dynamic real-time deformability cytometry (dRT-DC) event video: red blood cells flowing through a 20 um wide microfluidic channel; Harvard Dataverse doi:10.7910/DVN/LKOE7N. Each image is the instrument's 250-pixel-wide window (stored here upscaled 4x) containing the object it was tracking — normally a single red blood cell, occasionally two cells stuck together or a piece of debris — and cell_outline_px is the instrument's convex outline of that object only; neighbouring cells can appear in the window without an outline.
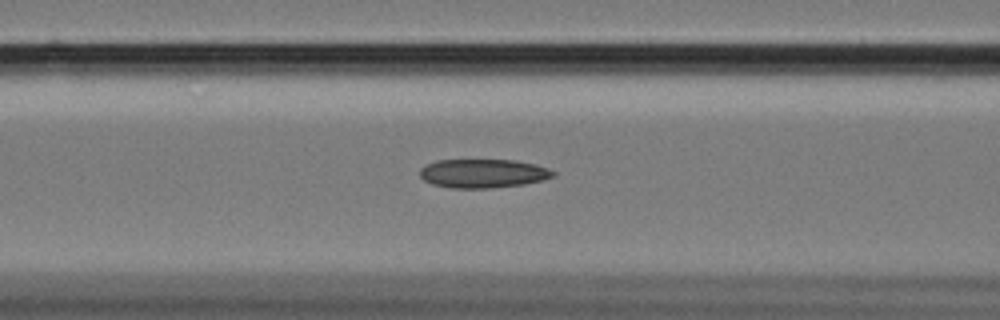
{"species": "Egyptian fruit bat (a non-hibernating species)", "species_latin": "Rousettus aegyptiacus", "temperature_condition": "cold", "stored_images_in_passage": 43, "camera_frame_rate_fps": 3000, "um_per_image_px": 0.085, "animal": {"sex": "female"}, "frame": {"image": 1, "passage_image": 9, "time_ms": 2.667, "image_size_px": [1000, 320], "cell_outline_px": [[556, 176], [544, 180], [524, 184], [492, 188], [452, 188], [432, 184], [424, 180], [420, 176], [420, 168], [436, 160], [516, 160], [536, 164], [548, 168], [556, 172]], "centroid_in_image_um": [41.1, 14.74], "position_along_channel_um": 125.5, "area_um2": 22.54}}
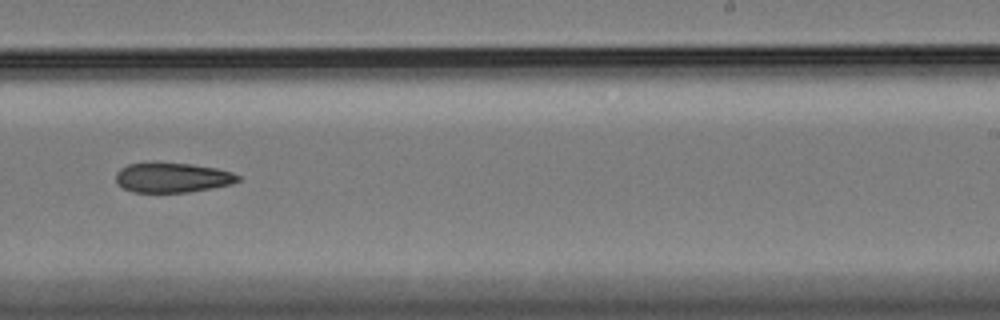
{"frame": {"image": 2, "passage_image": 22, "time_ms": 7.0, "image_size_px": [1000, 320], "cell_outline_px": [[240, 180], [232, 184], [212, 188], [188, 192], [132, 192], [116, 184], [116, 172], [120, 168], [128, 164], [152, 160], [192, 164], [216, 168], [232, 172], [240, 176]], "centroid_in_image_um": [14.61, 15.06], "position_along_channel_um": 274.4, "area_um2": 21.85}}
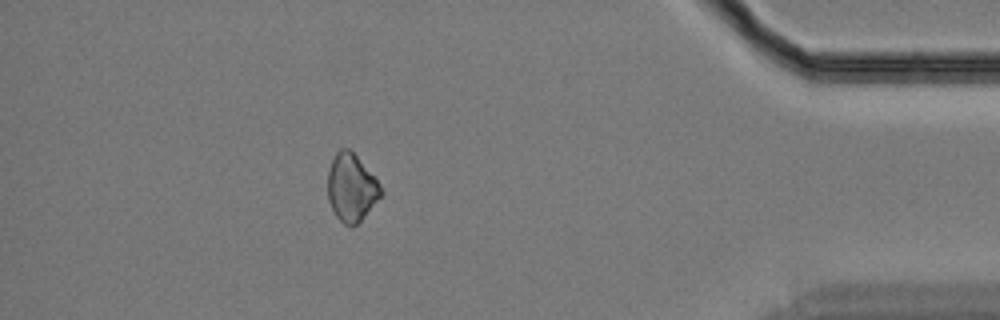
{"frame": {"image": 3, "passage_image": 37, "time_ms": 12.0, "image_size_px": [1000, 320], "cell_outline_px": [[384, 192], [360, 220], [352, 228], [344, 224], [336, 216], [328, 200], [328, 168], [336, 152], [340, 148], [348, 148], [356, 156], [380, 184]], "centroid_in_image_um": [29.85, 15.95], "position_along_channel_um": 405.4, "area_um2": 20.63}}